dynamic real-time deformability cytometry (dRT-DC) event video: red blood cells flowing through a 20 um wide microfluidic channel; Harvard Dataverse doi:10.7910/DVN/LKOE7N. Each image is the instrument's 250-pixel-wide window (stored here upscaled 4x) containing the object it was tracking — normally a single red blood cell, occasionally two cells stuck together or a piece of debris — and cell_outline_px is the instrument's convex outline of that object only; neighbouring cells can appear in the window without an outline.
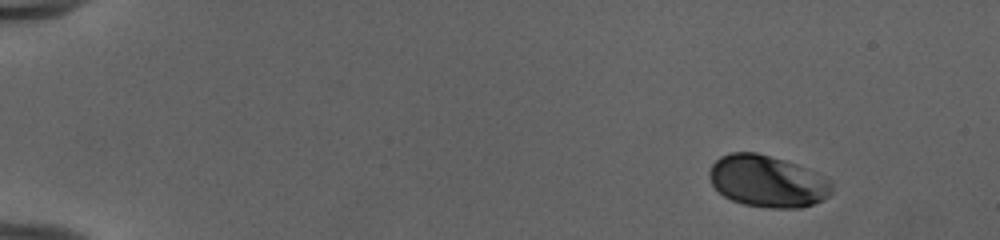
{"species": "human", "species_latin": "Homo sapiens", "temperature_condition": "cold", "stored_images_in_passage": 48, "camera_frame_rate_fps": 3000, "um_per_image_px": 0.085, "donor": {"sex": "female"}, "frame": {"image": 1, "passage_image": 1, "time_ms": 0.0, "image_size_px": [1000, 240], "cell_outline_px": [[832, 192], [824, 200], [800, 208], [768, 208], [744, 204], [732, 200], [724, 196], [712, 184], [708, 176], [708, 172], [712, 164], [720, 156], [728, 152], [756, 152], [784, 160], [796, 164], [828, 180], [832, 184]], "centroid_in_image_um": [65.19, 15.41], "position_along_channel_um": 19.8, "area_um2": 36.76}}
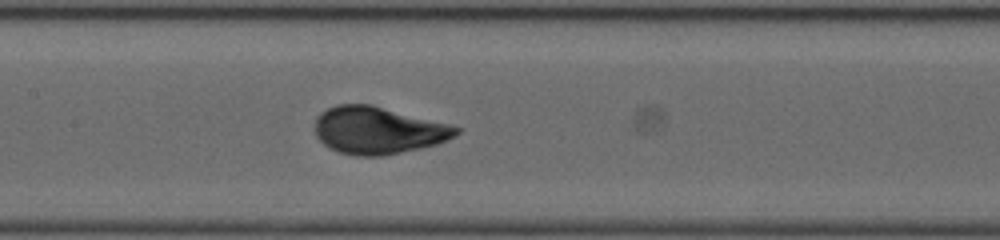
{"frame": {"image": 2, "passage_image": 23, "time_ms": 7.333, "image_size_px": [1000, 240], "cell_outline_px": [[460, 132], [456, 136], [448, 140], [436, 144], [420, 148], [380, 156], [356, 156], [340, 152], [324, 144], [316, 136], [316, 116], [320, 112], [336, 104], [372, 104], [448, 124], [460, 128]], "centroid_in_image_um": [32.13, 11.07], "position_along_channel_um": 175.3, "area_um2": 38.67}}
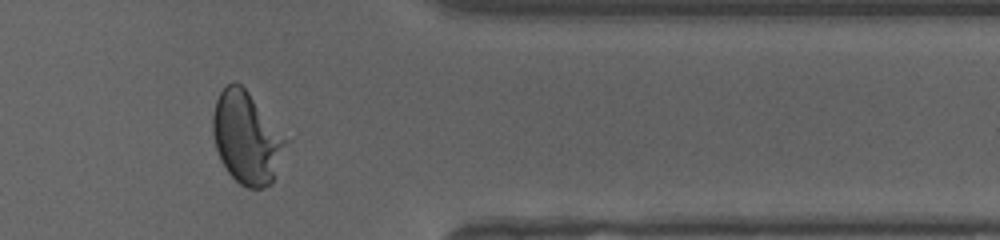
{"frame": {"image": 3, "passage_image": 40, "time_ms": 13.0, "image_size_px": [1000, 240], "cell_outline_px": [[288, 140], [272, 184], [264, 188], [248, 188], [240, 184], [228, 172], [220, 160], [216, 148], [212, 132], [212, 116], [216, 100], [220, 92], [232, 80], [236, 80], [248, 92]], "centroid_in_image_um": [20.94, 11.72], "position_along_channel_um": 390.5, "area_um2": 38.84}, "authors_computed_cell_mechanics": {"area_um2": 38.0035, "velocity_mm_per_s": 3.9691, "shape_relaxation_time_tau1_ms": 3.1311, "shape_relaxation_time_tau2_ms": null, "deformation_change_tau1": 0.1601, "deformation_change_tau2": null}}